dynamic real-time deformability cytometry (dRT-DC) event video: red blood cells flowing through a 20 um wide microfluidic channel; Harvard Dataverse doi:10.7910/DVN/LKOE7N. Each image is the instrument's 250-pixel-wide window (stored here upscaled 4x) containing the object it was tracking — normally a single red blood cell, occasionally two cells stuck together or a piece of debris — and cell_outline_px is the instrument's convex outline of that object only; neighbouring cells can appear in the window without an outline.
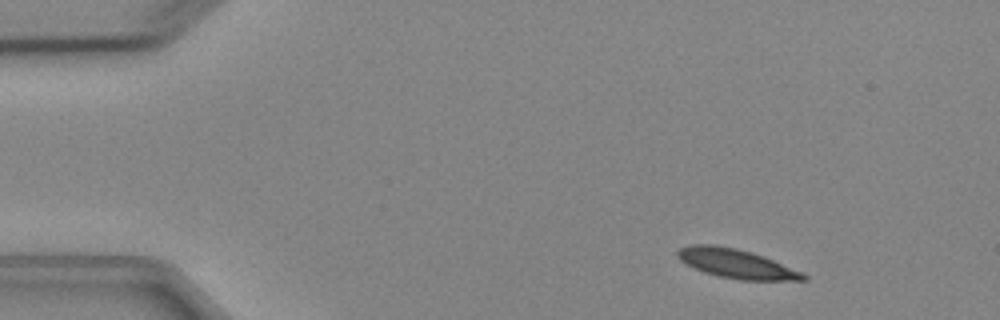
{"species": "Egyptian fruit bat (a non-hibernating species)", "species_latin": "Rousettus aegyptiacus", "temperature_condition": "cold", "stored_images_in_passage": 3, "camera_frame_rate_fps": 3000, "um_per_image_px": 0.085, "animal": {"sex": "female"}, "frame": {"image": 1, "passage_image": 1, "time_ms": 0.0, "image_size_px": [1000, 320], "cell_outline_px": [[808, 280], [740, 280], [720, 276], [704, 272], [680, 260], [676, 256], [676, 252], [680, 248], [692, 244], [716, 244], [736, 248], [752, 252], [764, 256], [800, 272], [808, 276]], "centroid_in_image_um": [62.56, 22.39], "position_along_channel_um": 22.4, "area_um2": 21.15}}